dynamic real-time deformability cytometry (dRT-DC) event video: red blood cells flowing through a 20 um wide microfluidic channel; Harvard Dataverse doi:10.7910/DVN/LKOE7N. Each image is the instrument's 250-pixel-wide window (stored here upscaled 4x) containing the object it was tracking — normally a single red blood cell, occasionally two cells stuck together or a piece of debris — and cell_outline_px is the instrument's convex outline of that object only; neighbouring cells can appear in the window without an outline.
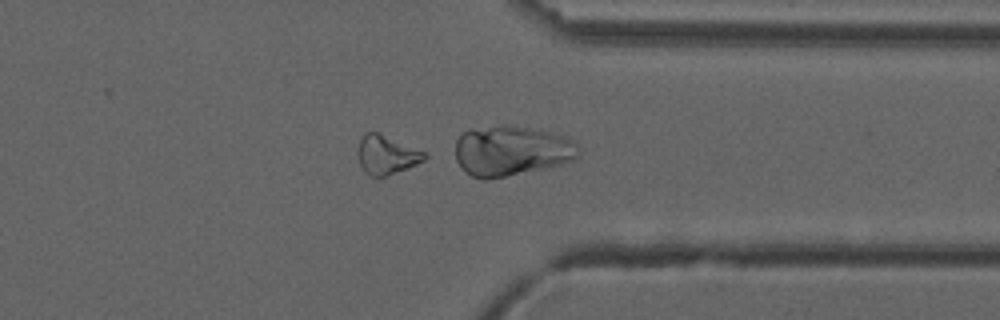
{"species": "common noctule bat (a hibernating species)", "species_latin": "Nyctalus noctula", "temperature_condition": "cold", "stored_images_in_passage": 52, "camera_frame_rate_fps": 3000, "um_per_image_px": 0.085, "animal": {"sex": "male", "forearm_length_mm": 52.5}, "frame": {"image": 1, "passage_image": 41, "time_ms": 13.333, "image_size_px": [1000, 320], "cell_outline_px": [[428, 156], [424, 160], [416, 164], [384, 176], [368, 176], [364, 172], [360, 164], [356, 152], [360, 136], [364, 132], [380, 132], [428, 152]], "centroid_in_image_um": [32.84, 13.11], "position_along_channel_um": 378.6, "area_um2": 15.49}}